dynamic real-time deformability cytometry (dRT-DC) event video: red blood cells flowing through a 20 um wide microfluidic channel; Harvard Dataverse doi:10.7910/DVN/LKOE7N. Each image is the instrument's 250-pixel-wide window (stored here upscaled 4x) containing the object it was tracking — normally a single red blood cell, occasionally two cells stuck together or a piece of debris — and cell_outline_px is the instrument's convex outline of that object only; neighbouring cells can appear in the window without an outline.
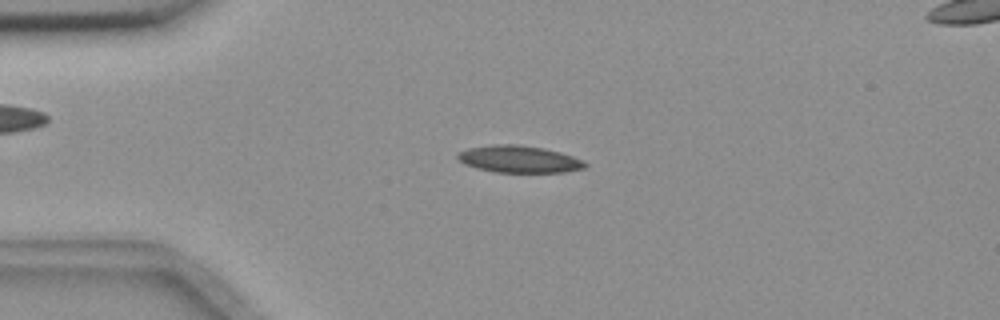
{"species": "common noctule bat (a hibernating species)", "species_latin": "Nyctalus noctula", "temperature_condition": "room temperature", "stored_images_in_passage": 55, "camera_frame_rate_fps": 3000, "um_per_image_px": 0.085, "animal": {"sex": "female", "body_mass_g": 18.4}, "frame": {"image": 1, "passage_image": 13, "time_ms": 4.0, "image_size_px": [1000, 320], "cell_outline_px": [[588, 164], [584, 168], [564, 172], [496, 172], [476, 168], [464, 164], [456, 156], [460, 152], [468, 148], [492, 144], [516, 144], [544, 148], [560, 152], [572, 156]], "centroid_in_image_um": [44.1, 13.52], "position_along_channel_um": 40.9, "area_um2": 19.94}}
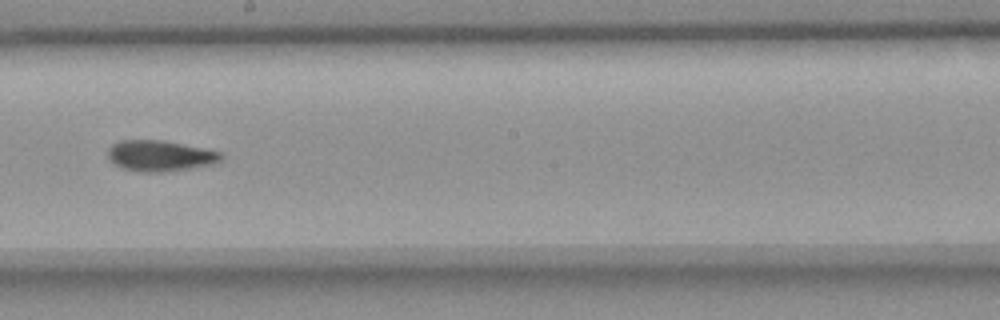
{"frame": {"image": 2, "passage_image": 31, "time_ms": 10.0, "image_size_px": [1000, 320], "cell_outline_px": [[224, 156], [220, 160], [212, 164], [188, 168], [160, 172], [140, 172], [120, 168], [112, 164], [108, 160], [108, 148], [112, 144], [120, 140], [160, 140], [220, 152]], "centroid_in_image_um": [13.5, 13.25], "position_along_channel_um": 234.7, "area_um2": 20.17}}
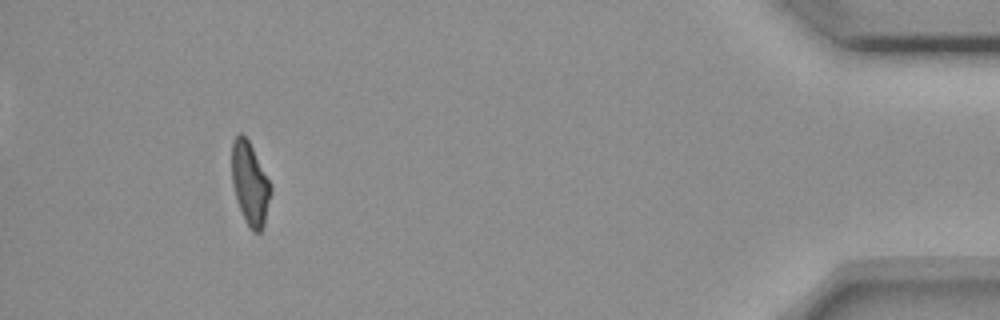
{"frame": {"image": 3, "passage_image": 51, "time_ms": 16.667, "image_size_px": [1000, 320], "cell_outline_px": [[272, 192], [264, 224], [260, 232], [252, 232], [244, 220], [232, 184], [232, 140], [240, 132], [248, 140], [272, 188]], "centroid_in_image_um": [21.24, 15.64], "position_along_channel_um": 414.0, "area_um2": 18.44}, "authors_computed_cell_mechanics": {"area_um2": 19.5942, "velocity_mm_per_s": 3.6633, "shape_relaxation_time_tau1_ms": null, "shape_relaxation_time_tau2_ms": 4.4056, "deformation_change_tau1": null, "deformation_change_tau2": 0.1092}}